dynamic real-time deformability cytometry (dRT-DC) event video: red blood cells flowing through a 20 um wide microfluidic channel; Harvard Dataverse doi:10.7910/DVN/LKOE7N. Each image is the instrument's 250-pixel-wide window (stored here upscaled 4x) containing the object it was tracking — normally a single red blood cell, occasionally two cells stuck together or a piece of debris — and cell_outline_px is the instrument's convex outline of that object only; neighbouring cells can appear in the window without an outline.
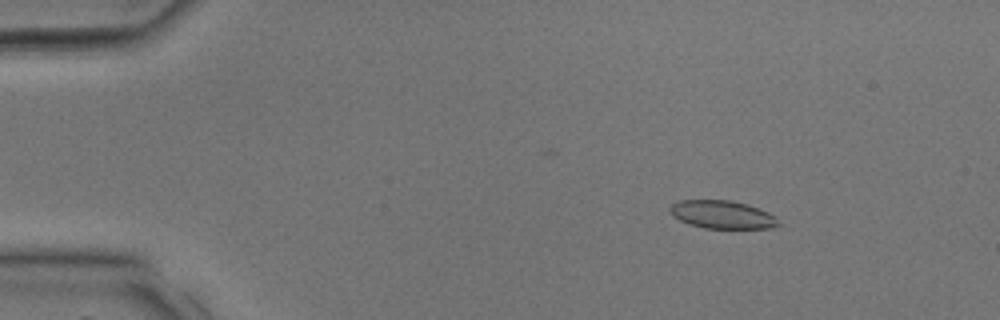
{"species": "common noctule bat (a hibernating species)", "species_latin": "Nyctalus noctula", "temperature_condition": "room temperature", "stored_images_in_passage": 31, "camera_frame_rate_fps": 3000, "um_per_image_px": 0.085, "animal": {"sex": "male", "body_mass_g": 17.9, "forearm_length_mm": 54.2}, "frame": {"image": 1, "passage_image": 1, "time_ms": 0.0, "image_size_px": [1000, 320], "cell_outline_px": [[780, 224], [772, 228], [704, 228], [688, 224], [672, 216], [668, 212], [668, 208], [676, 200], [728, 200], [748, 204], [760, 208], [776, 216]], "centroid_in_image_um": [61.36, 18.23], "position_along_channel_um": 23.6, "area_um2": 17.98}}
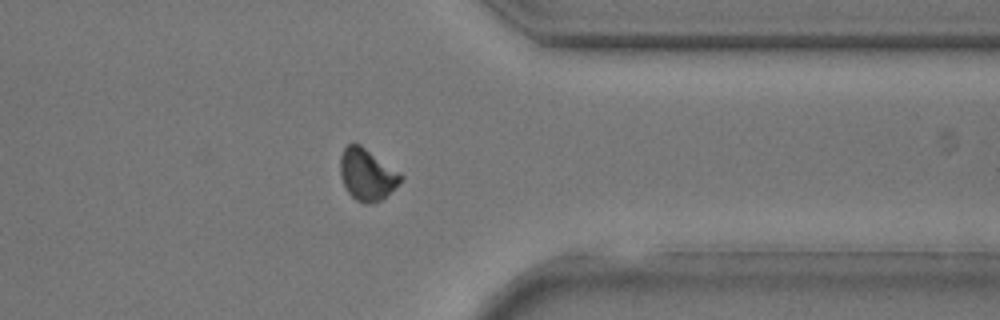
{"frame": {"image": 2, "passage_image": 24, "time_ms": 7.667, "image_size_px": [1000, 320], "cell_outline_px": [[404, 180], [400, 184], [380, 200], [368, 204], [364, 204], [356, 200], [348, 192], [340, 176], [340, 156], [344, 148], [348, 144], [360, 144], [400, 172], [404, 176]], "centroid_in_image_um": [31.21, 14.83], "position_along_channel_um": 380.2, "area_um2": 18.26}}
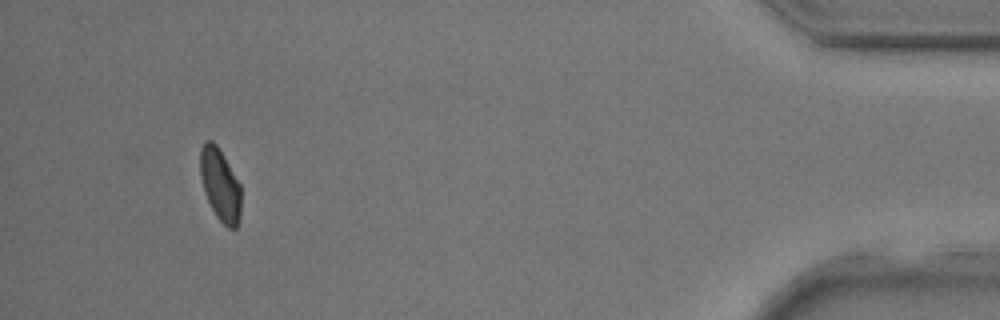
{"frame": {"image": 3, "passage_image": 29, "time_ms": 9.333, "image_size_px": [1000, 320], "cell_outline_px": [[240, 216], [236, 228], [228, 228], [216, 216], [204, 192], [200, 176], [200, 148], [204, 140], [212, 140], [216, 144], [240, 184]], "centroid_in_image_um": [18.69, 15.68], "position_along_channel_um": 416.5, "area_um2": 17.05}}